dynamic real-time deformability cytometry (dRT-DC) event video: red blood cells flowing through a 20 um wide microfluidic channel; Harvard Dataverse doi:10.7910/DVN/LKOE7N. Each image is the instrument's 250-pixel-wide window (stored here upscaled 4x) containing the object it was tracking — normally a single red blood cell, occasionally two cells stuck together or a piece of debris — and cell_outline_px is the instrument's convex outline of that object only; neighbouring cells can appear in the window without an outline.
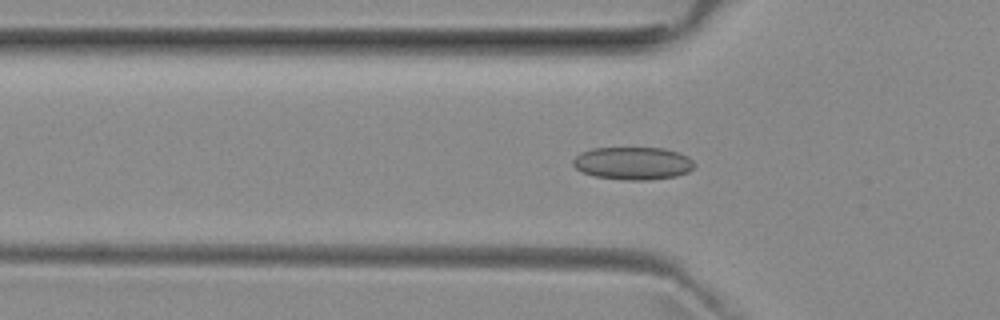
{"species": "common noctule bat (a hibernating species)", "species_latin": "Nyctalus noctula", "temperature_condition": "room temperature", "stored_images_in_passage": 41, "camera_frame_rate_fps": 3000, "um_per_image_px": 0.085, "animal": {"sex": "female", "body_mass_g": 29.2, "forearm_length_mm": 56.3}, "frame": {"image": 1, "passage_image": 12, "time_ms": 3.667, "image_size_px": [1000, 320], "cell_outline_px": [[696, 164], [688, 172], [676, 176], [648, 180], [624, 180], [596, 176], [584, 172], [576, 168], [572, 164], [572, 160], [580, 152], [592, 148], [664, 148], [680, 152], [688, 156]], "centroid_in_image_um": [53.82, 13.87], "position_along_channel_um": 72.0, "area_um2": 23.24}}
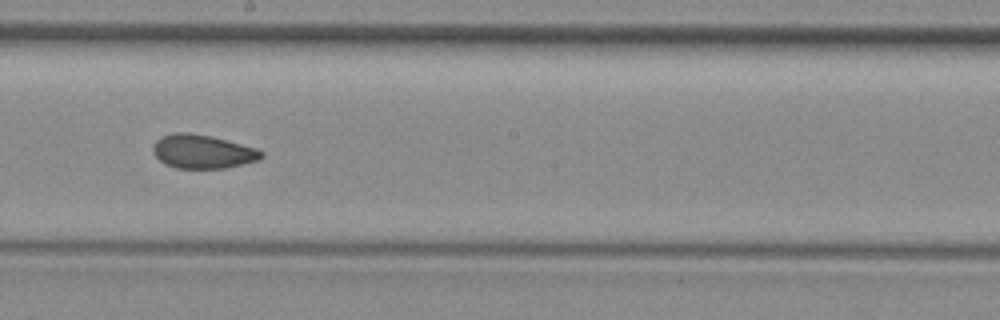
{"frame": {"image": 2, "passage_image": 24, "time_ms": 7.667, "image_size_px": [1000, 320], "cell_outline_px": [[264, 156], [260, 160], [224, 168], [176, 168], [164, 164], [152, 152], [152, 148], [156, 140], [164, 136], [176, 132], [188, 132], [208, 136], [256, 148], [264, 152]], "centroid_in_image_um": [17.21, 12.89], "position_along_channel_um": 231.0, "area_um2": 21.1}}
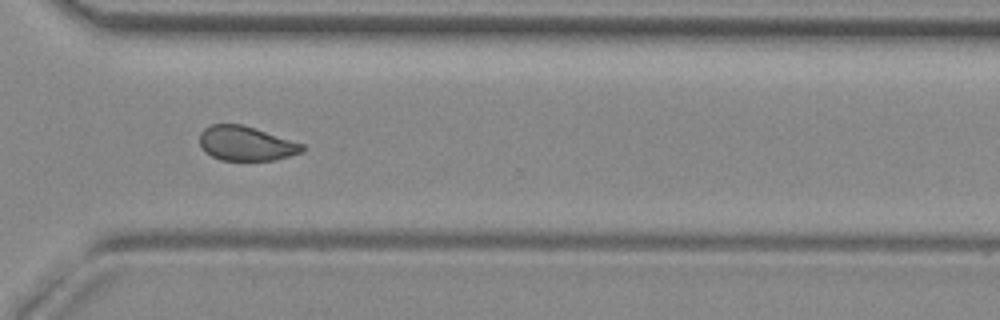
{"frame": {"image": 3, "passage_image": 33, "time_ms": 10.667, "image_size_px": [1000, 320], "cell_outline_px": [[304, 152], [276, 160], [220, 160], [204, 152], [200, 144], [200, 132], [204, 128], [212, 124], [240, 124], [304, 144]], "centroid_in_image_um": [20.9, 12.21], "position_along_channel_um": 349.7, "area_um2": 20.52}, "authors_computed_cell_mechanics": {"area_um2": 21.5594, "velocity_mm_per_s": 3.9591, "shape_relaxation_time_tau1_ms": null, "shape_relaxation_time_tau2_ms": 2.3082, "deformation_change_tau1": null, "deformation_change_tau2": 0.0728}}